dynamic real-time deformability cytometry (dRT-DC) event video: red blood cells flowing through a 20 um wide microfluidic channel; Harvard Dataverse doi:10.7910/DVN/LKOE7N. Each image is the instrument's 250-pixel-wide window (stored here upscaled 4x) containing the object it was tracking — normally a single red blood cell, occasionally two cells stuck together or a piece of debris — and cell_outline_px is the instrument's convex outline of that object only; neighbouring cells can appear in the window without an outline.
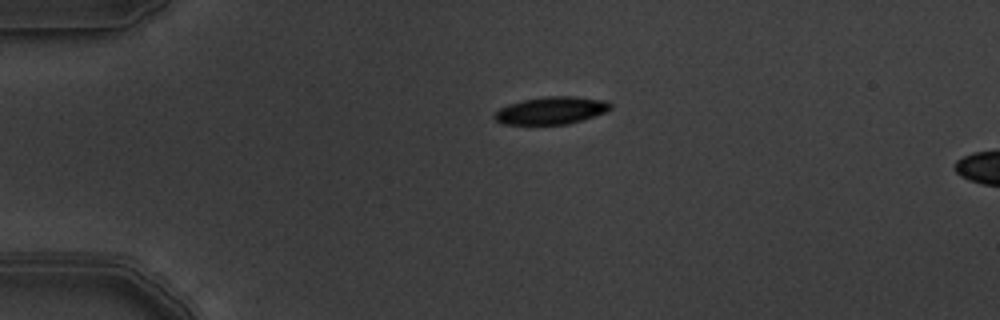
{"species": "common noctule bat (a hibernating species)", "species_latin": "Nyctalus noctula", "temperature_condition": "warm", "stored_images_in_passage": 3, "camera_frame_rate_fps": 3000, "um_per_image_px": 0.085, "animal": {"sex": "male", "body_mass_g": 19.5, "forearm_length_mm": 54.6}, "frame": {"image": 1, "passage_image": 1, "time_ms": 0.0, "image_size_px": [1000, 320], "cell_outline_px": [[612, 108], [604, 112], [568, 124], [500, 124], [492, 116], [500, 108], [508, 104], [524, 100], [544, 96], [576, 96], [604, 100], [612, 104]], "centroid_in_image_um": [46.83, 9.38], "position_along_channel_um": 38.2, "area_um2": 18.44}}